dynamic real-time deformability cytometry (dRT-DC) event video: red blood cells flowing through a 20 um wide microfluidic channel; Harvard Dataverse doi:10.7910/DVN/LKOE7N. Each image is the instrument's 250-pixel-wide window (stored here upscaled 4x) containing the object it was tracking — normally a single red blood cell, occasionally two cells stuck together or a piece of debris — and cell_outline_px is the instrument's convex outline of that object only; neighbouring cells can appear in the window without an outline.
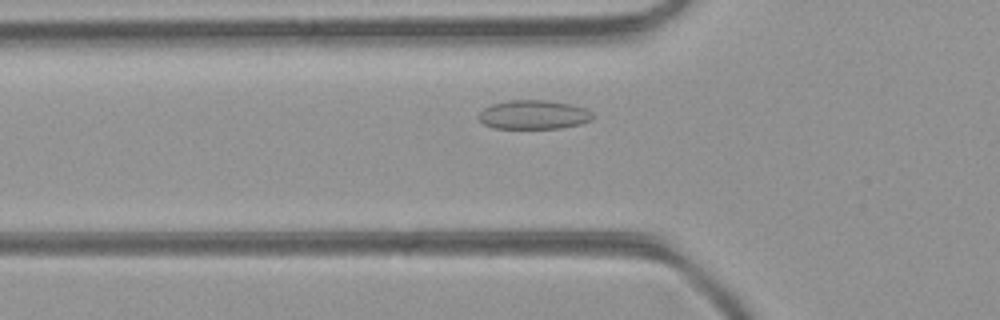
{"species": "common noctule bat (a hibernating species)", "species_latin": "Nyctalus noctula", "temperature_condition": "room temperature", "stored_images_in_passage": 34, "camera_frame_rate_fps": 3000, "um_per_image_px": 0.085, "animal": {"sex": "female", "body_mass_g": 21.9}, "frame": {"image": 1, "passage_image": 3, "time_ms": 0.667, "image_size_px": [1000, 320], "cell_outline_px": [[592, 120], [580, 124], [560, 128], [496, 128], [484, 124], [476, 116], [484, 108], [492, 104], [508, 100], [548, 100], [572, 104], [584, 108], [592, 112]], "centroid_in_image_um": [45.35, 9.74], "position_along_channel_um": 80.4, "area_um2": 19.31}}
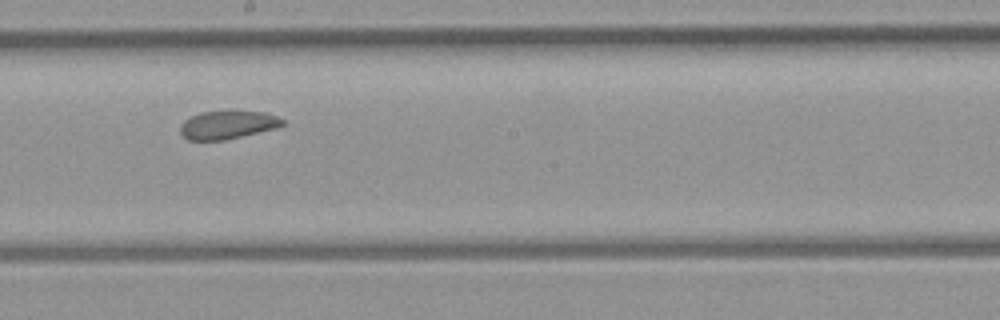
{"frame": {"image": 2, "passage_image": 13, "time_ms": 4.0, "image_size_px": [1000, 320], "cell_outline_px": [[284, 124], [276, 128], [224, 140], [188, 140], [180, 132], [180, 124], [184, 120], [200, 112], [268, 112], [284, 120]], "centroid_in_image_um": [19.33, 10.62], "position_along_channel_um": 228.9, "area_um2": 16.53}}
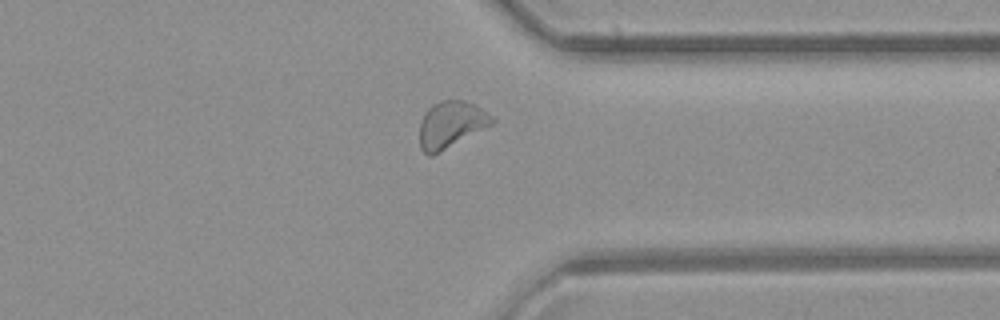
{"frame": {"image": 3, "passage_image": 23, "time_ms": 7.333, "image_size_px": [1000, 320], "cell_outline_px": [[496, 120], [492, 124], [432, 156], [424, 152], [420, 148], [420, 124], [424, 112], [432, 104], [440, 100], [464, 100], [476, 104], [492, 116]], "centroid_in_image_um": [38.32, 10.56], "position_along_channel_um": 373.1, "area_um2": 19.59}, "authors_computed_cell_mechanics": {"area_um2": 18.6694, "velocity_mm_per_s": 4.4235, "shape_relaxation_time_tau1_ms": null, "shape_relaxation_time_tau2_ms": 1.4355, "deformation_change_tau1": null, "deformation_change_tau2": 0.0571}}